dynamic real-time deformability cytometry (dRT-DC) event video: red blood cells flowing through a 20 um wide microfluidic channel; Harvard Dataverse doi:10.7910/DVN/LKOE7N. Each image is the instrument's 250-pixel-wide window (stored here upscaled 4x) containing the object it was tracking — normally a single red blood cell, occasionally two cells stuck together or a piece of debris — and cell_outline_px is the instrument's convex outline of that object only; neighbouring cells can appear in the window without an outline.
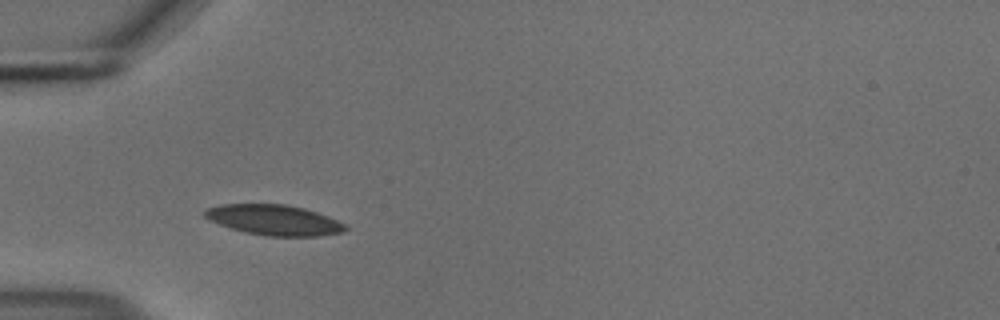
{"species": "common noctule bat (a hibernating species)", "species_latin": "Nyctalus noctula", "temperature_condition": "cold", "stored_images_in_passage": 39, "camera_frame_rate_fps": 3000, "um_per_image_px": 0.085, "animal": {"sex": "male", "body_mass_g": 18.8}, "frame": {"image": 1, "passage_image": 1, "time_ms": 0.0, "image_size_px": [1000, 320], "cell_outline_px": [[348, 228], [344, 232], [320, 236], [268, 236], [244, 232], [208, 220], [204, 216], [204, 212], [208, 208], [220, 204], [284, 204], [304, 208], [328, 216], [344, 224]], "centroid_in_image_um": [23.3, 18.7], "position_along_channel_um": 61.7, "area_um2": 24.8}}
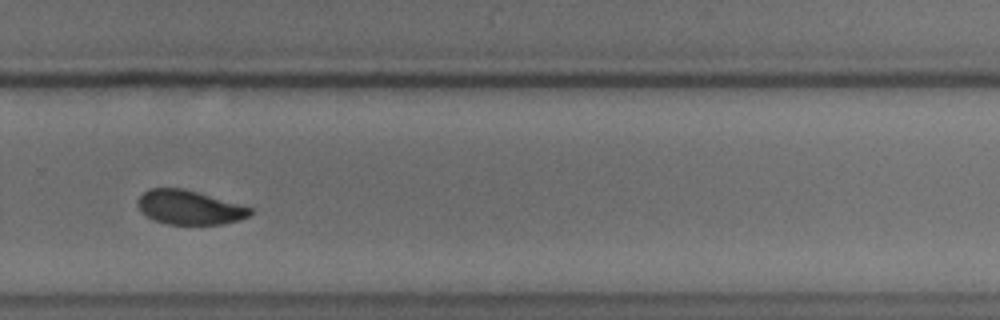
{"frame": {"image": 2, "passage_image": 22, "time_ms": 7.0, "image_size_px": [1000, 320], "cell_outline_px": [[252, 212], [248, 216], [224, 224], [168, 224], [156, 220], [140, 212], [136, 204], [136, 200], [148, 188], [180, 188], [196, 192], [252, 208]], "centroid_in_image_um": [16.03, 17.63], "position_along_channel_um": 313.8, "area_um2": 22.02}}
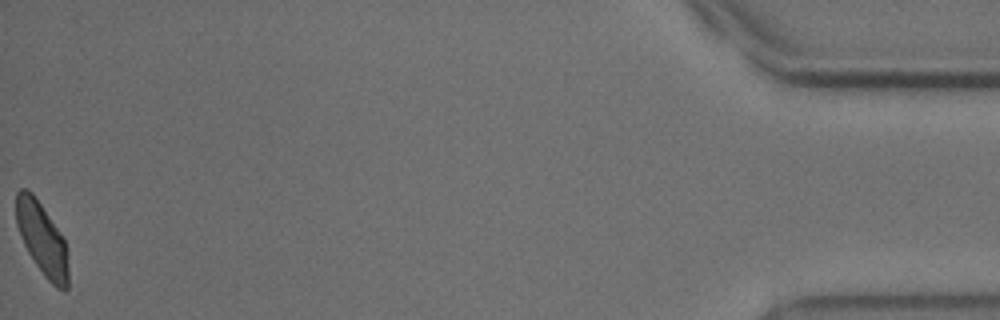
{"frame": {"image": 3, "passage_image": 39, "time_ms": 12.667, "image_size_px": [1000, 320], "cell_outline_px": [[68, 288], [64, 292], [56, 288], [44, 276], [28, 252], [24, 244], [16, 224], [16, 192], [20, 188], [24, 188], [32, 192], [64, 240], [68, 268]], "centroid_in_image_um": [3.56, 20.34], "position_along_channel_um": 431.6, "area_um2": 21.62}, "authors_computed_cell_mechanics": {"area_um2": 23.2356, "velocity_mm_per_s": 3.6602, "shape_relaxation_time_tau1_ms": 2.7753, "shape_relaxation_time_tau2_ms": 2.1352, "deformation_change_tau1": 0.1148, "deformation_change_tau2": 0.0579}}